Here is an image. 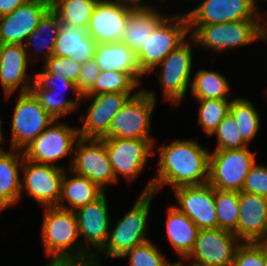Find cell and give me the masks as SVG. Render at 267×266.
Segmentation results:
<instances>
[{
  "label": "cell",
  "instance_id": "60d3db41",
  "mask_svg": "<svg viewBox=\"0 0 267 266\" xmlns=\"http://www.w3.org/2000/svg\"><path fill=\"white\" fill-rule=\"evenodd\" d=\"M242 191L267 198V166L255 163L245 178Z\"/></svg>",
  "mask_w": 267,
  "mask_h": 266
},
{
  "label": "cell",
  "instance_id": "83f0119b",
  "mask_svg": "<svg viewBox=\"0 0 267 266\" xmlns=\"http://www.w3.org/2000/svg\"><path fill=\"white\" fill-rule=\"evenodd\" d=\"M72 174V177L67 178V174L64 171L58 207L75 211L88 203L96 201L105 193L103 189L88 178L75 173ZM64 199L68 201L70 206L62 204Z\"/></svg>",
  "mask_w": 267,
  "mask_h": 266
},
{
  "label": "cell",
  "instance_id": "8d00e7d4",
  "mask_svg": "<svg viewBox=\"0 0 267 266\" xmlns=\"http://www.w3.org/2000/svg\"><path fill=\"white\" fill-rule=\"evenodd\" d=\"M214 134L217 135V147L215 150H235L248 147L243 141L235 118L230 112L218 124Z\"/></svg>",
  "mask_w": 267,
  "mask_h": 266
},
{
  "label": "cell",
  "instance_id": "b9f144b4",
  "mask_svg": "<svg viewBox=\"0 0 267 266\" xmlns=\"http://www.w3.org/2000/svg\"><path fill=\"white\" fill-rule=\"evenodd\" d=\"M34 81L41 87V88H46L50 89L51 91H62L64 92L65 90L63 89H72L76 95V97H83L78 89L76 84L64 79L60 78L56 75H50L47 74L44 70L43 72H40L39 74H36L34 76ZM63 88V89H62Z\"/></svg>",
  "mask_w": 267,
  "mask_h": 266
},
{
  "label": "cell",
  "instance_id": "8992f818",
  "mask_svg": "<svg viewBox=\"0 0 267 266\" xmlns=\"http://www.w3.org/2000/svg\"><path fill=\"white\" fill-rule=\"evenodd\" d=\"M156 103L155 92L143 88L130 97L112 118L108 132L101 138L155 140L149 135L151 114Z\"/></svg>",
  "mask_w": 267,
  "mask_h": 266
},
{
  "label": "cell",
  "instance_id": "277c9868",
  "mask_svg": "<svg viewBox=\"0 0 267 266\" xmlns=\"http://www.w3.org/2000/svg\"><path fill=\"white\" fill-rule=\"evenodd\" d=\"M189 32L185 13L166 16L136 54L141 72L145 75L154 71L157 65L187 40L185 36Z\"/></svg>",
  "mask_w": 267,
  "mask_h": 266
},
{
  "label": "cell",
  "instance_id": "ba28073f",
  "mask_svg": "<svg viewBox=\"0 0 267 266\" xmlns=\"http://www.w3.org/2000/svg\"><path fill=\"white\" fill-rule=\"evenodd\" d=\"M79 138L78 128L54 120L23 150L24 158L39 164L58 166L56 161L74 152Z\"/></svg>",
  "mask_w": 267,
  "mask_h": 266
},
{
  "label": "cell",
  "instance_id": "d4e9b609",
  "mask_svg": "<svg viewBox=\"0 0 267 266\" xmlns=\"http://www.w3.org/2000/svg\"><path fill=\"white\" fill-rule=\"evenodd\" d=\"M154 7L138 3L130 12L121 42L126 44L136 54L142 49L149 35L165 18Z\"/></svg>",
  "mask_w": 267,
  "mask_h": 266
},
{
  "label": "cell",
  "instance_id": "cb8c5ba5",
  "mask_svg": "<svg viewBox=\"0 0 267 266\" xmlns=\"http://www.w3.org/2000/svg\"><path fill=\"white\" fill-rule=\"evenodd\" d=\"M94 59L100 71L128 73L138 84L141 72L136 53L123 42L97 43Z\"/></svg>",
  "mask_w": 267,
  "mask_h": 266
},
{
  "label": "cell",
  "instance_id": "4316f807",
  "mask_svg": "<svg viewBox=\"0 0 267 266\" xmlns=\"http://www.w3.org/2000/svg\"><path fill=\"white\" fill-rule=\"evenodd\" d=\"M196 224L174 205L168 209L166 232L171 246L186 259L192 252L198 234Z\"/></svg>",
  "mask_w": 267,
  "mask_h": 266
},
{
  "label": "cell",
  "instance_id": "3957f363",
  "mask_svg": "<svg viewBox=\"0 0 267 266\" xmlns=\"http://www.w3.org/2000/svg\"><path fill=\"white\" fill-rule=\"evenodd\" d=\"M263 20L244 19L217 24H188L193 42L217 53L245 46L263 38ZM195 40V41H194Z\"/></svg>",
  "mask_w": 267,
  "mask_h": 266
},
{
  "label": "cell",
  "instance_id": "6da1fadb",
  "mask_svg": "<svg viewBox=\"0 0 267 266\" xmlns=\"http://www.w3.org/2000/svg\"><path fill=\"white\" fill-rule=\"evenodd\" d=\"M158 172L142 193H156L160 186L174 189L206 184L210 152L194 140H175L160 146Z\"/></svg>",
  "mask_w": 267,
  "mask_h": 266
},
{
  "label": "cell",
  "instance_id": "681fc988",
  "mask_svg": "<svg viewBox=\"0 0 267 266\" xmlns=\"http://www.w3.org/2000/svg\"><path fill=\"white\" fill-rule=\"evenodd\" d=\"M263 33L264 35L262 39H267V22L263 23Z\"/></svg>",
  "mask_w": 267,
  "mask_h": 266
},
{
  "label": "cell",
  "instance_id": "52a82bcc",
  "mask_svg": "<svg viewBox=\"0 0 267 266\" xmlns=\"http://www.w3.org/2000/svg\"><path fill=\"white\" fill-rule=\"evenodd\" d=\"M255 154L249 147L210 153L207 183L222 191H242L245 178L256 163Z\"/></svg>",
  "mask_w": 267,
  "mask_h": 266
},
{
  "label": "cell",
  "instance_id": "f546056e",
  "mask_svg": "<svg viewBox=\"0 0 267 266\" xmlns=\"http://www.w3.org/2000/svg\"><path fill=\"white\" fill-rule=\"evenodd\" d=\"M60 27L61 23L58 15L50 8L40 19L36 29L29 35L24 44L27 55L29 47L33 46L39 52H44L43 50L45 49V61L49 59L53 55Z\"/></svg>",
  "mask_w": 267,
  "mask_h": 266
},
{
  "label": "cell",
  "instance_id": "4fadbf2b",
  "mask_svg": "<svg viewBox=\"0 0 267 266\" xmlns=\"http://www.w3.org/2000/svg\"><path fill=\"white\" fill-rule=\"evenodd\" d=\"M241 243L236 234L229 230H199L194 248L186 260L192 259V264L198 266H232L236 249Z\"/></svg>",
  "mask_w": 267,
  "mask_h": 266
},
{
  "label": "cell",
  "instance_id": "9a60e30c",
  "mask_svg": "<svg viewBox=\"0 0 267 266\" xmlns=\"http://www.w3.org/2000/svg\"><path fill=\"white\" fill-rule=\"evenodd\" d=\"M192 46L185 41L173 50L159 65V80L166 100L180 103L191 85L190 75L193 62ZM161 68V69H160Z\"/></svg>",
  "mask_w": 267,
  "mask_h": 266
},
{
  "label": "cell",
  "instance_id": "f907efd6",
  "mask_svg": "<svg viewBox=\"0 0 267 266\" xmlns=\"http://www.w3.org/2000/svg\"><path fill=\"white\" fill-rule=\"evenodd\" d=\"M171 266H183L182 262L178 261L175 263H172Z\"/></svg>",
  "mask_w": 267,
  "mask_h": 266
},
{
  "label": "cell",
  "instance_id": "2e32d148",
  "mask_svg": "<svg viewBox=\"0 0 267 266\" xmlns=\"http://www.w3.org/2000/svg\"><path fill=\"white\" fill-rule=\"evenodd\" d=\"M173 191L179 204L175 207L186 214L199 230L218 229L214 188L210 184L183 186Z\"/></svg>",
  "mask_w": 267,
  "mask_h": 266
},
{
  "label": "cell",
  "instance_id": "ac0fdd59",
  "mask_svg": "<svg viewBox=\"0 0 267 266\" xmlns=\"http://www.w3.org/2000/svg\"><path fill=\"white\" fill-rule=\"evenodd\" d=\"M256 0H204L185 13L188 24H217L244 19H261ZM257 11V12H256Z\"/></svg>",
  "mask_w": 267,
  "mask_h": 266
},
{
  "label": "cell",
  "instance_id": "d6986e66",
  "mask_svg": "<svg viewBox=\"0 0 267 266\" xmlns=\"http://www.w3.org/2000/svg\"><path fill=\"white\" fill-rule=\"evenodd\" d=\"M106 194L104 193L96 201L86 204L76 209L75 215L78 224L79 236L83 237L86 243H83L84 249L90 255H97L107 242L111 219ZM86 246V247H85ZM91 246L96 247L91 250Z\"/></svg>",
  "mask_w": 267,
  "mask_h": 266
},
{
  "label": "cell",
  "instance_id": "44dd1931",
  "mask_svg": "<svg viewBox=\"0 0 267 266\" xmlns=\"http://www.w3.org/2000/svg\"><path fill=\"white\" fill-rule=\"evenodd\" d=\"M267 238V198L239 192L238 239L257 242Z\"/></svg>",
  "mask_w": 267,
  "mask_h": 266
},
{
  "label": "cell",
  "instance_id": "5bb4252c",
  "mask_svg": "<svg viewBox=\"0 0 267 266\" xmlns=\"http://www.w3.org/2000/svg\"><path fill=\"white\" fill-rule=\"evenodd\" d=\"M22 168L24 181L21 182V194L22 191H26L44 207H58L64 168L35 163L26 158Z\"/></svg>",
  "mask_w": 267,
  "mask_h": 266
},
{
  "label": "cell",
  "instance_id": "816d5d0a",
  "mask_svg": "<svg viewBox=\"0 0 267 266\" xmlns=\"http://www.w3.org/2000/svg\"><path fill=\"white\" fill-rule=\"evenodd\" d=\"M94 1L95 3H102V2H107V1H110V0H92Z\"/></svg>",
  "mask_w": 267,
  "mask_h": 266
},
{
  "label": "cell",
  "instance_id": "ee69618b",
  "mask_svg": "<svg viewBox=\"0 0 267 266\" xmlns=\"http://www.w3.org/2000/svg\"><path fill=\"white\" fill-rule=\"evenodd\" d=\"M29 0H0V17L12 13Z\"/></svg>",
  "mask_w": 267,
  "mask_h": 266
},
{
  "label": "cell",
  "instance_id": "e0dca14e",
  "mask_svg": "<svg viewBox=\"0 0 267 266\" xmlns=\"http://www.w3.org/2000/svg\"><path fill=\"white\" fill-rule=\"evenodd\" d=\"M50 8V0H29L12 13L1 16L0 43L24 45Z\"/></svg>",
  "mask_w": 267,
  "mask_h": 266
},
{
  "label": "cell",
  "instance_id": "bcb514c9",
  "mask_svg": "<svg viewBox=\"0 0 267 266\" xmlns=\"http://www.w3.org/2000/svg\"><path fill=\"white\" fill-rule=\"evenodd\" d=\"M47 266H72V257H51Z\"/></svg>",
  "mask_w": 267,
  "mask_h": 266
},
{
  "label": "cell",
  "instance_id": "f35d334b",
  "mask_svg": "<svg viewBox=\"0 0 267 266\" xmlns=\"http://www.w3.org/2000/svg\"><path fill=\"white\" fill-rule=\"evenodd\" d=\"M44 63L43 70L47 74L56 75L77 84L82 64L75 62L70 57L55 55H52Z\"/></svg>",
  "mask_w": 267,
  "mask_h": 266
},
{
  "label": "cell",
  "instance_id": "d6a6232c",
  "mask_svg": "<svg viewBox=\"0 0 267 266\" xmlns=\"http://www.w3.org/2000/svg\"><path fill=\"white\" fill-rule=\"evenodd\" d=\"M51 9L58 15L60 22L87 29L95 2L92 0H50Z\"/></svg>",
  "mask_w": 267,
  "mask_h": 266
},
{
  "label": "cell",
  "instance_id": "e575fe53",
  "mask_svg": "<svg viewBox=\"0 0 267 266\" xmlns=\"http://www.w3.org/2000/svg\"><path fill=\"white\" fill-rule=\"evenodd\" d=\"M138 85L128 73L100 71L93 87L85 95H97L101 93L132 94V90Z\"/></svg>",
  "mask_w": 267,
  "mask_h": 266
},
{
  "label": "cell",
  "instance_id": "74e56055",
  "mask_svg": "<svg viewBox=\"0 0 267 266\" xmlns=\"http://www.w3.org/2000/svg\"><path fill=\"white\" fill-rule=\"evenodd\" d=\"M129 259V266H171L172 263L166 260L159 249L152 243L147 241L138 246H134L127 251L121 258Z\"/></svg>",
  "mask_w": 267,
  "mask_h": 266
},
{
  "label": "cell",
  "instance_id": "ab89813d",
  "mask_svg": "<svg viewBox=\"0 0 267 266\" xmlns=\"http://www.w3.org/2000/svg\"><path fill=\"white\" fill-rule=\"evenodd\" d=\"M232 266H264L262 240L242 242L236 249Z\"/></svg>",
  "mask_w": 267,
  "mask_h": 266
},
{
  "label": "cell",
  "instance_id": "484cf974",
  "mask_svg": "<svg viewBox=\"0 0 267 266\" xmlns=\"http://www.w3.org/2000/svg\"><path fill=\"white\" fill-rule=\"evenodd\" d=\"M24 154L3 151L0 153V211L16 205L22 198L19 167H22Z\"/></svg>",
  "mask_w": 267,
  "mask_h": 266
},
{
  "label": "cell",
  "instance_id": "7a4b0ae2",
  "mask_svg": "<svg viewBox=\"0 0 267 266\" xmlns=\"http://www.w3.org/2000/svg\"><path fill=\"white\" fill-rule=\"evenodd\" d=\"M44 212L41 234L48 256L81 258L90 255L77 242L79 233L74 211L53 206L45 207Z\"/></svg>",
  "mask_w": 267,
  "mask_h": 266
},
{
  "label": "cell",
  "instance_id": "7bdbcfd3",
  "mask_svg": "<svg viewBox=\"0 0 267 266\" xmlns=\"http://www.w3.org/2000/svg\"><path fill=\"white\" fill-rule=\"evenodd\" d=\"M99 73L100 69L94 58L82 64L76 84L77 89L82 96L85 95L93 87L99 76Z\"/></svg>",
  "mask_w": 267,
  "mask_h": 266
},
{
  "label": "cell",
  "instance_id": "f1b7e54d",
  "mask_svg": "<svg viewBox=\"0 0 267 266\" xmlns=\"http://www.w3.org/2000/svg\"><path fill=\"white\" fill-rule=\"evenodd\" d=\"M192 81L191 94L197 100L228 99L232 94L225 75L213 70L197 71Z\"/></svg>",
  "mask_w": 267,
  "mask_h": 266
},
{
  "label": "cell",
  "instance_id": "30bf717a",
  "mask_svg": "<svg viewBox=\"0 0 267 266\" xmlns=\"http://www.w3.org/2000/svg\"><path fill=\"white\" fill-rule=\"evenodd\" d=\"M17 98L11 120V148L21 151L54 122V118L42 108L30 91L20 93Z\"/></svg>",
  "mask_w": 267,
  "mask_h": 266
},
{
  "label": "cell",
  "instance_id": "8fae6325",
  "mask_svg": "<svg viewBox=\"0 0 267 266\" xmlns=\"http://www.w3.org/2000/svg\"><path fill=\"white\" fill-rule=\"evenodd\" d=\"M137 4L134 0L96 3L87 27L89 36L96 43L122 41L129 12Z\"/></svg>",
  "mask_w": 267,
  "mask_h": 266
},
{
  "label": "cell",
  "instance_id": "9c48e42d",
  "mask_svg": "<svg viewBox=\"0 0 267 266\" xmlns=\"http://www.w3.org/2000/svg\"><path fill=\"white\" fill-rule=\"evenodd\" d=\"M74 153L76 155L69 164L71 173L88 178L104 191L107 184L117 183L106 146L101 139L80 137L75 144Z\"/></svg>",
  "mask_w": 267,
  "mask_h": 266
},
{
  "label": "cell",
  "instance_id": "603a6c76",
  "mask_svg": "<svg viewBox=\"0 0 267 266\" xmlns=\"http://www.w3.org/2000/svg\"><path fill=\"white\" fill-rule=\"evenodd\" d=\"M61 27L56 38L53 55L70 57L80 64L94 58L97 43L89 36L87 29L60 22Z\"/></svg>",
  "mask_w": 267,
  "mask_h": 266
},
{
  "label": "cell",
  "instance_id": "4dcf8cb0",
  "mask_svg": "<svg viewBox=\"0 0 267 266\" xmlns=\"http://www.w3.org/2000/svg\"><path fill=\"white\" fill-rule=\"evenodd\" d=\"M32 86L30 87V92L38 100L42 108L45 109L46 112L56 121L60 117L69 114L72 111H76L80 105L79 100L82 99V97H76V99L70 100L64 98L61 99V97H64L63 92L41 88L35 81L32 82Z\"/></svg>",
  "mask_w": 267,
  "mask_h": 266
},
{
  "label": "cell",
  "instance_id": "ffe728a7",
  "mask_svg": "<svg viewBox=\"0 0 267 266\" xmlns=\"http://www.w3.org/2000/svg\"><path fill=\"white\" fill-rule=\"evenodd\" d=\"M139 91L133 92V95L124 93L83 95V99L93 98V102L87 109L86 117H81L84 123L81 128H78L79 136L84 139H101L108 132L112 118L127 100Z\"/></svg>",
  "mask_w": 267,
  "mask_h": 266
},
{
  "label": "cell",
  "instance_id": "d590c367",
  "mask_svg": "<svg viewBox=\"0 0 267 266\" xmlns=\"http://www.w3.org/2000/svg\"><path fill=\"white\" fill-rule=\"evenodd\" d=\"M197 101L200 104L198 124L207 135L212 136L217 130L218 124L229 113L231 101H228V99H203Z\"/></svg>",
  "mask_w": 267,
  "mask_h": 266
},
{
  "label": "cell",
  "instance_id": "1f68e13d",
  "mask_svg": "<svg viewBox=\"0 0 267 266\" xmlns=\"http://www.w3.org/2000/svg\"><path fill=\"white\" fill-rule=\"evenodd\" d=\"M229 112L235 118L243 141L248 145L260 128L258 111L251 101L239 97L231 100Z\"/></svg>",
  "mask_w": 267,
  "mask_h": 266
},
{
  "label": "cell",
  "instance_id": "c3c4849f",
  "mask_svg": "<svg viewBox=\"0 0 267 266\" xmlns=\"http://www.w3.org/2000/svg\"><path fill=\"white\" fill-rule=\"evenodd\" d=\"M1 118H0V143H2L3 140V135H2V123H1ZM5 151L3 148L0 147V153Z\"/></svg>",
  "mask_w": 267,
  "mask_h": 266
},
{
  "label": "cell",
  "instance_id": "f6af8a7d",
  "mask_svg": "<svg viewBox=\"0 0 267 266\" xmlns=\"http://www.w3.org/2000/svg\"><path fill=\"white\" fill-rule=\"evenodd\" d=\"M97 255H89L87 257H72V266H102Z\"/></svg>",
  "mask_w": 267,
  "mask_h": 266
},
{
  "label": "cell",
  "instance_id": "7dc6e473",
  "mask_svg": "<svg viewBox=\"0 0 267 266\" xmlns=\"http://www.w3.org/2000/svg\"><path fill=\"white\" fill-rule=\"evenodd\" d=\"M262 258L264 266H267V240H262Z\"/></svg>",
  "mask_w": 267,
  "mask_h": 266
},
{
  "label": "cell",
  "instance_id": "5b68a950",
  "mask_svg": "<svg viewBox=\"0 0 267 266\" xmlns=\"http://www.w3.org/2000/svg\"><path fill=\"white\" fill-rule=\"evenodd\" d=\"M154 193H142L131 210L118 220L112 230H109L108 239L104 247L98 253H104L105 257L121 258L134 246L143 244L149 239L145 237L147 218Z\"/></svg>",
  "mask_w": 267,
  "mask_h": 266
},
{
  "label": "cell",
  "instance_id": "7402d4cb",
  "mask_svg": "<svg viewBox=\"0 0 267 266\" xmlns=\"http://www.w3.org/2000/svg\"><path fill=\"white\" fill-rule=\"evenodd\" d=\"M28 56L24 45H0V83L4 89L5 97L8 98L17 87H20L19 85H22L20 93L30 91L34 77L31 76L29 80L25 82L27 79V65L30 59Z\"/></svg>",
  "mask_w": 267,
  "mask_h": 266
},
{
  "label": "cell",
  "instance_id": "836d02e7",
  "mask_svg": "<svg viewBox=\"0 0 267 266\" xmlns=\"http://www.w3.org/2000/svg\"><path fill=\"white\" fill-rule=\"evenodd\" d=\"M218 228L232 231L238 237L239 192L214 189Z\"/></svg>",
  "mask_w": 267,
  "mask_h": 266
},
{
  "label": "cell",
  "instance_id": "7c38bea8",
  "mask_svg": "<svg viewBox=\"0 0 267 266\" xmlns=\"http://www.w3.org/2000/svg\"><path fill=\"white\" fill-rule=\"evenodd\" d=\"M107 150V155L118 182L119 175L127 180H133L147 163L148 156L153 152L156 140L144 139H101Z\"/></svg>",
  "mask_w": 267,
  "mask_h": 266
}]
</instances>
